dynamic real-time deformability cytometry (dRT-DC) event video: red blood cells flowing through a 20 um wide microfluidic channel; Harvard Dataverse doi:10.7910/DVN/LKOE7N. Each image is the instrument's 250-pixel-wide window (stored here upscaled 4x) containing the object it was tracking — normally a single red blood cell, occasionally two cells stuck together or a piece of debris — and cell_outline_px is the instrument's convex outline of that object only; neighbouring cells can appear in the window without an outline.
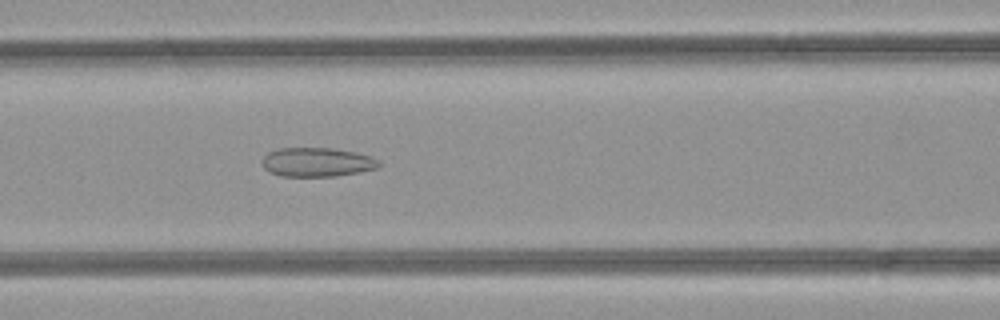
{"species": "common noctule bat (a hibernating species)", "species_latin": "Nyctalus noctula", "temperature_condition": "room temperature", "stored_images_in_passage": 45, "camera_frame_rate_fps": 3000, "um_per_image_px": 0.085, "animal": {"sex": "female", "body_mass_g": 21.9}, "frame": {"image": 1, "passage_image": 17, "time_ms": 5.333, "image_size_px": [1000, 320], "cell_outline_px": [[380, 168], [360, 172], [336, 176], [280, 176], [264, 168], [264, 156], [268, 152], [280, 148], [332, 148], [356, 152], [380, 160]], "centroid_in_image_um": [27.0, 13.78], "position_along_channel_um": 139.6, "area_um2": 19.71}}
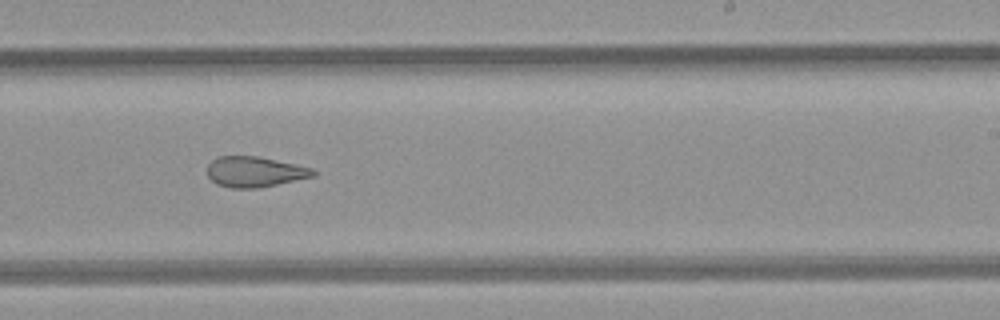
{"frame": {"image": 2, "passage_image": 26, "time_ms": 8.333, "image_size_px": [1000, 320], "cell_outline_px": [[316, 176], [256, 188], [232, 188], [216, 184], [208, 176], [208, 164], [216, 156], [256, 156], [312, 168], [316, 172]], "centroid_in_image_um": [21.63, 14.6], "position_along_channel_um": 267.4, "area_um2": 18.61}}
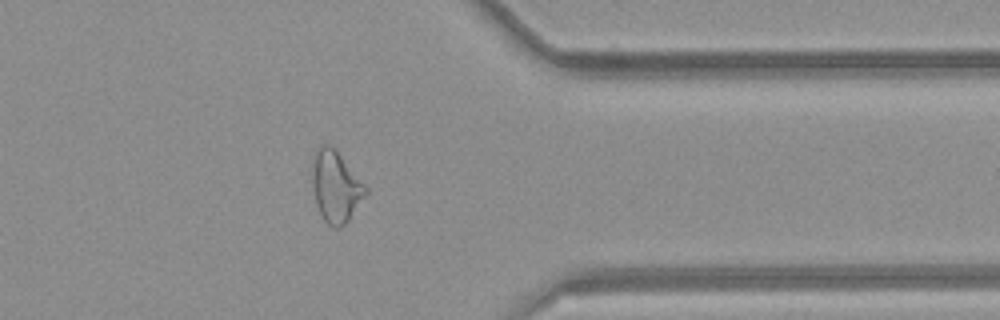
{"frame": {"image": 3, "passage_image": 35, "time_ms": 11.333, "image_size_px": [1000, 320], "cell_outline_px": [[368, 192], [348, 220], [340, 228], [336, 228], [328, 224], [324, 220], [316, 204], [312, 180], [312, 156], [316, 148], [320, 144], [328, 144], [340, 156], [368, 188]], "centroid_in_image_um": [28.51, 15.85], "position_along_channel_um": 382.9, "area_um2": 21.85}, "authors_computed_cell_mechanics": {"area_um2": 22.9466, "velocity_mm_per_s": 4.2609, "shape_relaxation_time_tau1_ms": null, "shape_relaxation_time_tau2_ms": 2.3484, "deformation_change_tau1": null, "deformation_change_tau2": 0.1171}}